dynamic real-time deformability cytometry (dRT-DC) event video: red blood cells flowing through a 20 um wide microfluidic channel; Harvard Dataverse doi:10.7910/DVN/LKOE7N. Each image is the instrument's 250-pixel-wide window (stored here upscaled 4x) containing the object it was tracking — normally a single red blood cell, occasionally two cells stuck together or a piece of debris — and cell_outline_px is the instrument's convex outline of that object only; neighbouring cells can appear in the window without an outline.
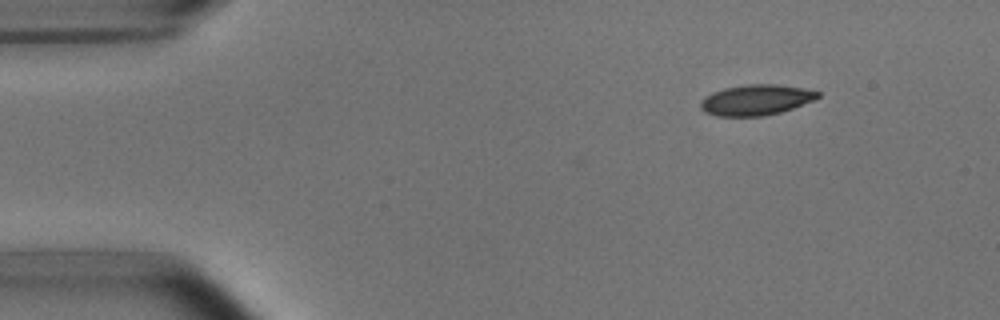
{"species": "common noctule bat (a hibernating species)", "species_latin": "Nyctalus noctula", "temperature_condition": "room temperature", "stored_images_in_passage": 3, "camera_frame_rate_fps": 3000, "um_per_image_px": 0.085, "animal": {"sex": "male", "body_mass_g": 15.6}, "frame": {"image": 1, "passage_image": 3, "time_ms": 2.333, "image_size_px": [1000, 320], "cell_outline_px": [[820, 96], [812, 100], [792, 108], [780, 112], [764, 116], [716, 116], [704, 112], [700, 108], [700, 100], [704, 96], [712, 92], [724, 88], [748, 84], [776, 84], [804, 88], [820, 92]], "centroid_in_image_um": [64.21, 8.49], "position_along_channel_um": 20.8, "area_um2": 20.92}}